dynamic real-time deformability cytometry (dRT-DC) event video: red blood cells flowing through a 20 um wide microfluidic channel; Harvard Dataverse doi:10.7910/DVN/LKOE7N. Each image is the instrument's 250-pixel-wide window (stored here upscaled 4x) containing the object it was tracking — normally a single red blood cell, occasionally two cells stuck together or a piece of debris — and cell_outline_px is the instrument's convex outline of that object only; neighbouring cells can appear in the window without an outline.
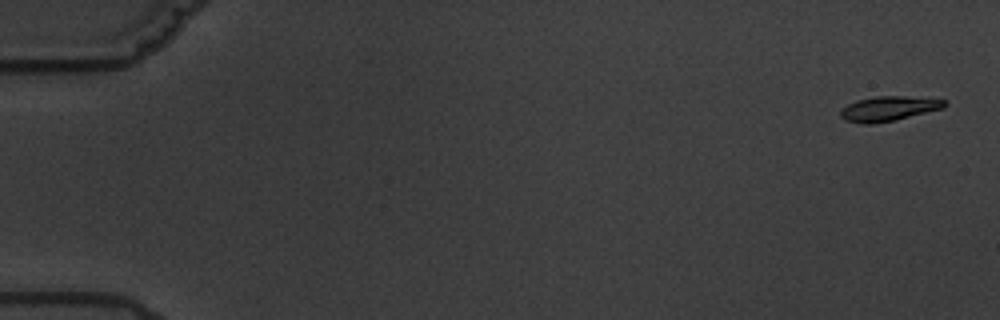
{"species": "common noctule bat (a hibernating species)", "species_latin": "Nyctalus noctula", "temperature_condition": "warm", "stored_images_in_passage": 7, "camera_frame_rate_fps": 3000, "um_per_image_px": 0.085, "animal": {"sex": "male", "body_mass_g": 19.5, "forearm_length_mm": 54.6}, "frame": {"image": 1, "passage_image": 1, "time_ms": 0.0, "image_size_px": [1000, 320], "cell_outline_px": [[948, 104], [944, 108], [896, 120], [872, 124], [860, 124], [844, 120], [840, 116], [840, 108], [856, 100], [876, 96], [904, 96], [948, 100]], "centroid_in_image_um": [75.52, 9.24], "position_along_channel_um": 9.5, "area_um2": 15.26}}
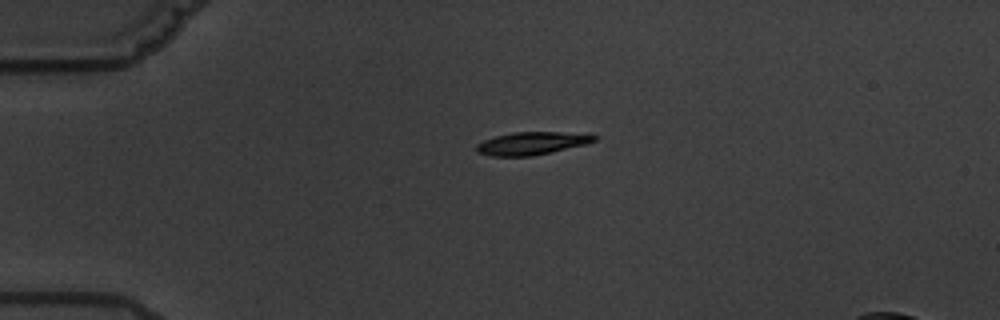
{"frame": {"image": 2, "passage_image": 4, "time_ms": 4.333, "image_size_px": [1000, 320], "cell_outline_px": [[596, 140], [584, 144], [552, 152], [532, 156], [492, 156], [476, 152], [476, 144], [484, 140], [496, 136], [512, 132], [592, 132], [596, 136]], "centroid_in_image_um": [45.25, 12.16], "position_along_channel_um": 39.8, "area_um2": 15.84}}
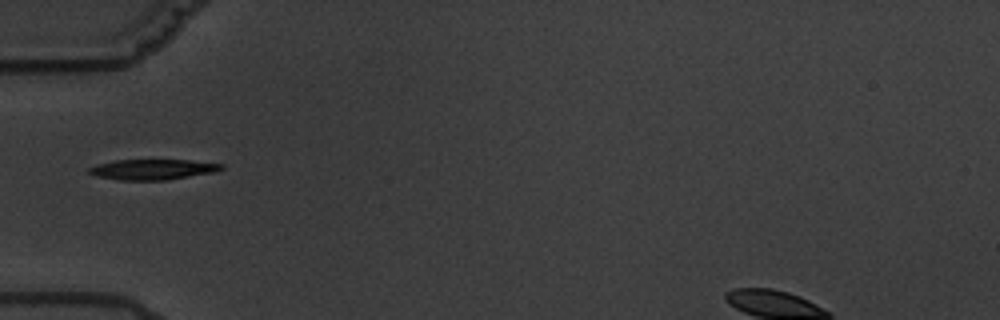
{"frame": {"image": 3, "passage_image": 5, "time_ms": 6.333, "image_size_px": [1000, 320], "cell_outline_px": [[224, 168], [216, 172], [168, 180], [120, 180], [96, 176], [88, 172], [88, 168], [100, 164], [116, 160], [188, 160], [224, 164]], "centroid_in_image_um": [13.03, 14.4], "position_along_channel_um": 72.0, "area_um2": 15.72}}